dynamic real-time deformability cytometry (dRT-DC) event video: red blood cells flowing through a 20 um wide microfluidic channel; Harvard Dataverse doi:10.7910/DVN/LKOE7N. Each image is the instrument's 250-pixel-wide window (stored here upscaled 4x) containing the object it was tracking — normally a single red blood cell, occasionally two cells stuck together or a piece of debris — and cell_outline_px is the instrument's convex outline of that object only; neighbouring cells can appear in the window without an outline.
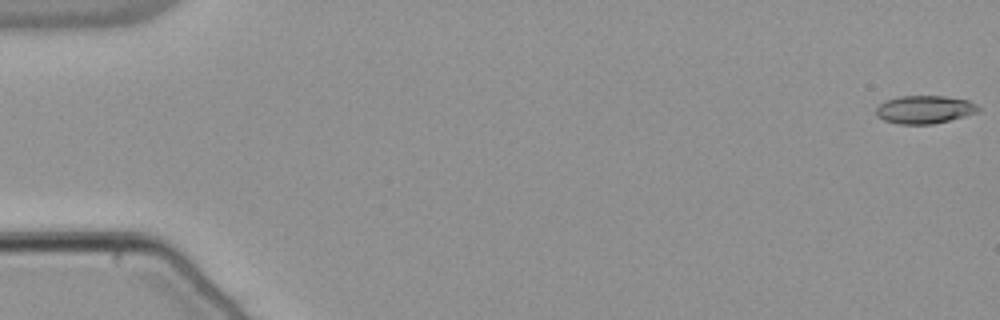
{"species": "common noctule bat (a hibernating species)", "species_latin": "Nyctalus noctula", "temperature_condition": "warm", "stored_images_in_passage": 54, "camera_frame_rate_fps": 3000, "um_per_image_px": 0.085, "animal": {"sex": "male", "body_mass_g": 21.5, "forearm_length_mm": 52.0}, "frame": {"image": 1, "passage_image": 1, "time_ms": 0.0, "image_size_px": [1000, 320], "cell_outline_px": [[980, 112], [932, 124], [900, 124], [884, 120], [876, 116], [876, 108], [884, 100], [896, 96], [944, 96], [968, 100], [976, 104], [980, 108]], "centroid_in_image_um": [78.57, 9.3], "position_along_channel_um": 6.4, "area_um2": 16.76}}
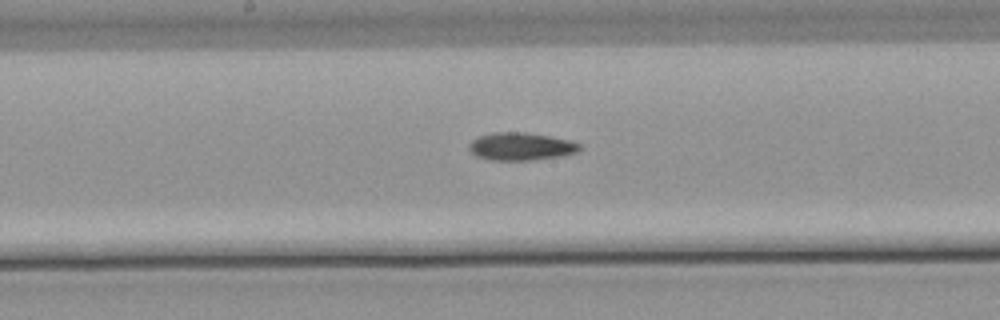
{"frame": {"image": 2, "passage_image": 29, "time_ms": 9.333, "image_size_px": [1000, 320], "cell_outline_px": [[580, 148], [576, 152], [560, 156], [532, 160], [492, 160], [476, 156], [468, 148], [468, 144], [472, 140], [480, 136], [492, 132], [524, 132], [548, 136], [568, 140], [580, 144]], "centroid_in_image_um": [44.23, 12.45], "position_along_channel_um": 204.0, "area_um2": 17.69}}
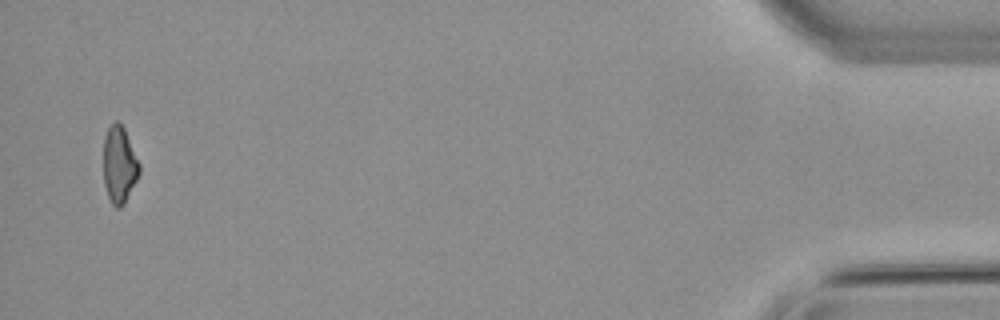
{"frame": {"image": 3, "passage_image": 53, "time_ms": 17.333, "image_size_px": [1000, 320], "cell_outline_px": [[140, 172], [124, 204], [120, 208], [116, 208], [112, 204], [108, 196], [104, 184], [104, 136], [108, 128], [116, 120], [124, 128], [140, 164]], "centroid_in_image_um": [10.14, 14.01], "position_along_channel_um": 425.1, "area_um2": 15.9}}